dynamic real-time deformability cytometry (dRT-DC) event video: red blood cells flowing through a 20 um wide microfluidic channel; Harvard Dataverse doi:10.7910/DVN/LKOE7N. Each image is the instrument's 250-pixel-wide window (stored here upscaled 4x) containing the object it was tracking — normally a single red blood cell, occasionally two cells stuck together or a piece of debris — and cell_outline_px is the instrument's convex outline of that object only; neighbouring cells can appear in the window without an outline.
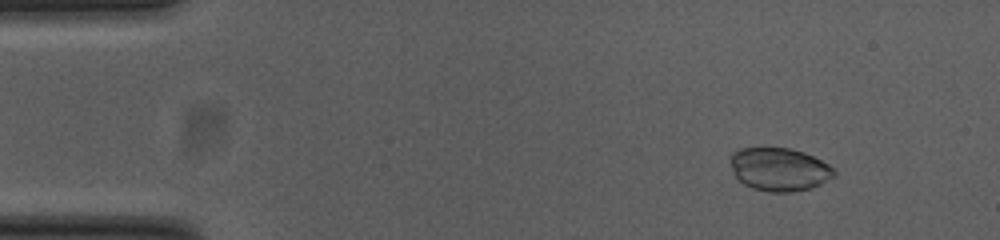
{"species": "common noctule bat (a hibernating species)", "species_latin": "Nyctalus noctula", "temperature_condition": "cold", "stored_images_in_passage": 53, "camera_frame_rate_fps": 3000, "um_per_image_px": 0.085, "animal": {"sex": "female", "body_mass_g": 23.0, "forearm_length_mm": 53.4}, "frame": {"image": 1, "passage_image": 6, "time_ms": 1.667, "image_size_px": [1000, 240], "cell_outline_px": [[836, 176], [812, 188], [788, 192], [768, 192], [752, 188], [744, 184], [736, 176], [732, 164], [732, 152], [740, 148], [792, 148], [804, 152], [828, 164], [836, 172]], "centroid_in_image_um": [66.27, 14.4], "position_along_channel_um": 18.7, "area_um2": 25.89}}
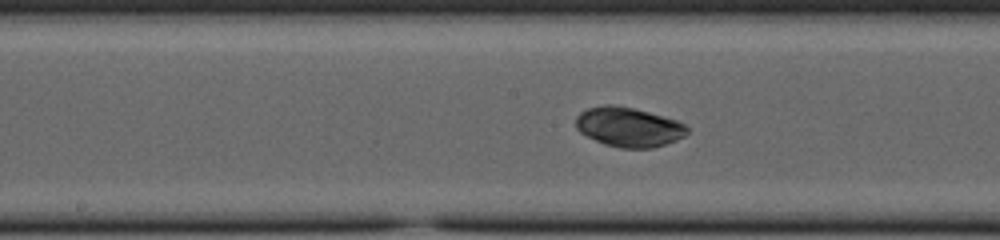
{"frame": {"image": 2, "passage_image": 27, "time_ms": 8.667, "image_size_px": [1000, 240], "cell_outline_px": [[688, 132], [684, 136], [676, 140], [652, 148], [620, 148], [604, 144], [580, 132], [576, 128], [576, 116], [580, 112], [588, 108], [604, 104], [616, 104], [648, 112], [676, 120], [684, 124], [688, 128]], "centroid_in_image_um": [53.41, 10.79], "position_along_channel_um": 194.8, "area_um2": 25.55}}
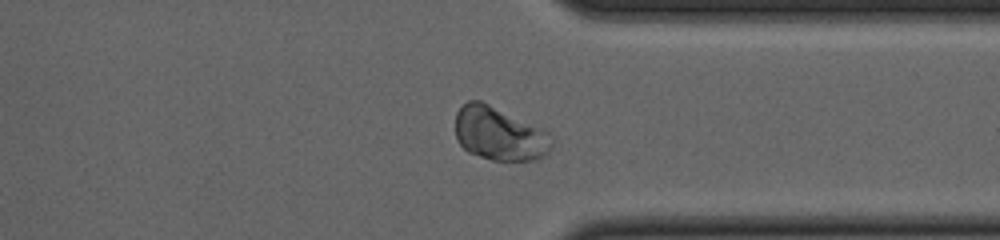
{"frame": {"image": 3, "passage_image": 41, "time_ms": 13.333, "image_size_px": [1000, 240], "cell_outline_px": [[552, 148], [544, 156], [536, 160], [492, 160], [468, 152], [456, 140], [456, 112], [468, 100], [480, 100], [540, 128], [548, 132], [552, 144]], "centroid_in_image_um": [42.42, 11.38], "position_along_channel_um": 369.0, "area_um2": 29.71}}